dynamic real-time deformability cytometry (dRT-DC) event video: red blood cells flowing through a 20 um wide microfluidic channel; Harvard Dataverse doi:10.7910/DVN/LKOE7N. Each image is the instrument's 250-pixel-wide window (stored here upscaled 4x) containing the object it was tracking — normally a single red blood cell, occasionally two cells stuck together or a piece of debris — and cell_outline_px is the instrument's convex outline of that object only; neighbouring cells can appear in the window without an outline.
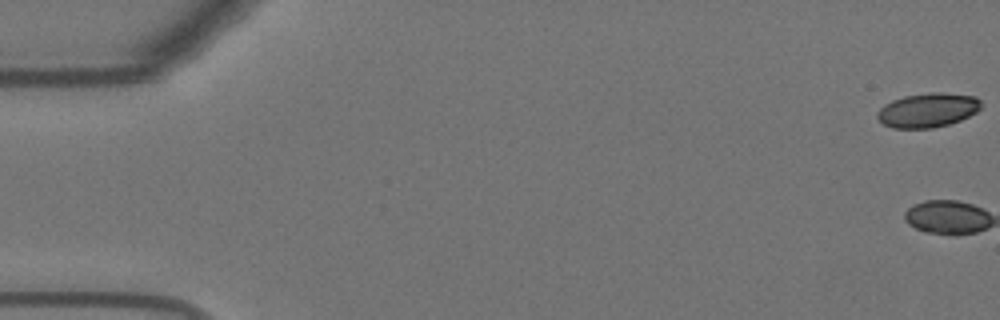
{"species": "Egyptian fruit bat (a non-hibernating species)", "species_latin": "Rousettus aegyptiacus", "temperature_condition": "warm", "stored_images_in_passage": 7, "camera_frame_rate_fps": 3000, "um_per_image_px": 0.085, "animal": {"sex": "female"}, "frame": {"image": 1, "passage_image": 1, "time_ms": 0.0, "image_size_px": [1000, 320], "cell_outline_px": [[980, 108], [976, 112], [960, 120], [948, 124], [932, 128], [892, 128], [884, 124], [876, 116], [876, 112], [884, 104], [892, 100], [904, 96], [932, 92], [940, 92], [976, 96], [980, 100]], "centroid_in_image_um": [78.84, 9.36], "position_along_channel_um": 6.2, "area_um2": 20.69}}